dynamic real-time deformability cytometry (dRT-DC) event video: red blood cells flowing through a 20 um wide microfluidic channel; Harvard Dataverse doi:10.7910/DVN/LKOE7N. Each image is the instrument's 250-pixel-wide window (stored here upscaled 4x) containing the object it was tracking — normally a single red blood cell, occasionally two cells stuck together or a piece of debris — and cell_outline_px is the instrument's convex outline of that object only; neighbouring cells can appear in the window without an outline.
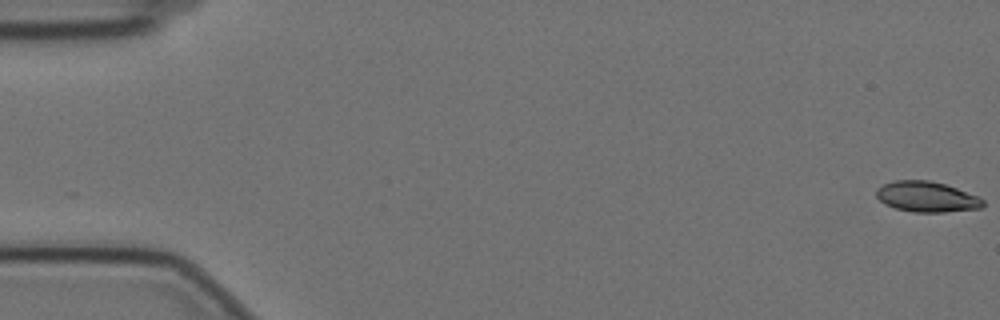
{"species": "Egyptian fruit bat (a non-hibernating species)", "species_latin": "Rousettus aegyptiacus", "temperature_condition": "cold", "stored_images_in_passage": 58, "camera_frame_rate_fps": 3000, "um_per_image_px": 0.085, "animal": {"sex": "female"}, "frame": {"image": 1, "passage_image": 1, "time_ms": 0.0, "image_size_px": [1000, 320], "cell_outline_px": [[984, 204], [980, 208], [944, 212], [912, 212], [896, 208], [884, 204], [876, 196], [876, 188], [884, 184], [896, 180], [928, 180], [944, 184], [956, 188], [976, 196], [984, 200]], "centroid_in_image_um": [78.73, 16.73], "position_along_channel_um": 6.3, "area_um2": 18.79}}
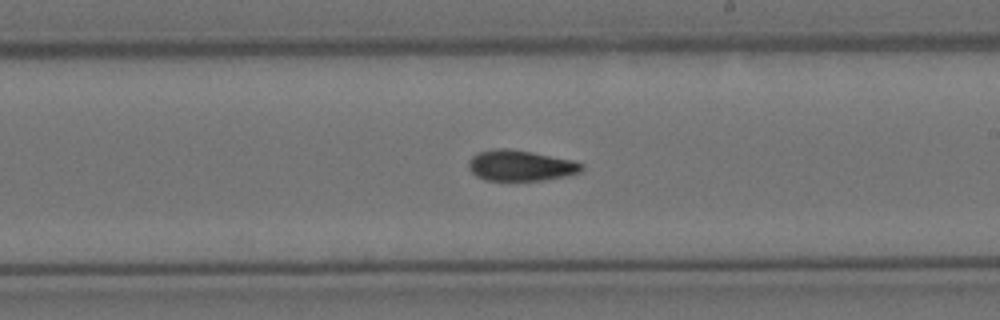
{"frame": {"image": 2, "passage_image": 34, "time_ms": 11.0, "image_size_px": [1000, 320], "cell_outline_px": [[584, 168], [580, 172], [564, 176], [544, 180], [484, 180], [476, 176], [468, 168], [468, 160], [472, 156], [480, 152], [496, 148], [508, 148], [532, 152], [572, 160], [584, 164]], "centroid_in_image_um": [44.23, 14.07], "position_along_channel_um": 244.8, "area_um2": 20.23}}
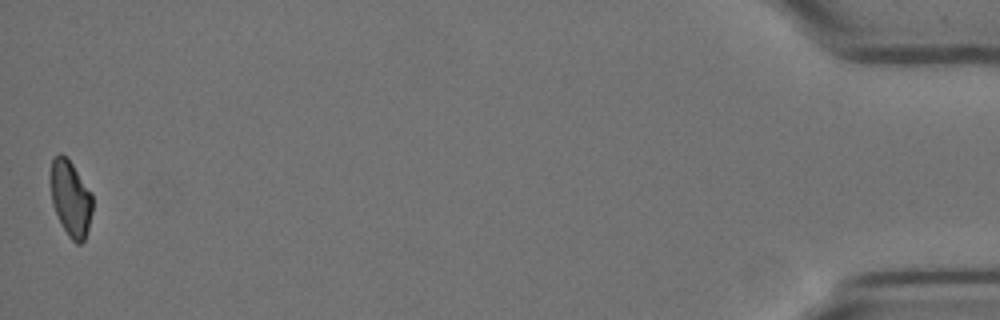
{"frame": {"image": 3, "passage_image": 58, "time_ms": 19.0, "image_size_px": [1000, 320], "cell_outline_px": [[92, 212], [88, 228], [84, 240], [80, 244], [76, 244], [68, 236], [52, 204], [48, 176], [52, 160], [60, 152], [68, 156], [92, 192]], "centroid_in_image_um": [5.98, 16.79], "position_along_channel_um": 429.2, "area_um2": 19.02}, "authors_computed_cell_mechanics": {"area_um2": 19.9121, "velocity_mm_per_s": 3.4911, "shape_relaxation_time_tau1_ms": null, "shape_relaxation_time_tau2_ms": 6.052, "deformation_change_tau1": null, "deformation_change_tau2": 0.1007}}